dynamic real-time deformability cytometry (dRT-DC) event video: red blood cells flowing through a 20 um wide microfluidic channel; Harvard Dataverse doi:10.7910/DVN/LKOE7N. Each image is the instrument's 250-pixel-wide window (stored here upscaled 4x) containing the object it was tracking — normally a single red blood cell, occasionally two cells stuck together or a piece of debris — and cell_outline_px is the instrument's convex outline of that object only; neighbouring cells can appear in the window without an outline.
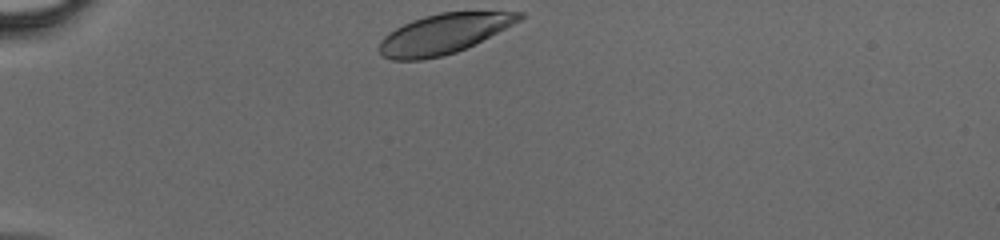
{"species": "human", "species_latin": "Homo sapiens", "temperature_condition": "cold", "stored_images_in_passage": 28, "camera_frame_rate_fps": 3000, "um_per_image_px": 0.085, "donor": {"sex": "male"}, "frame": {"image": 1, "passage_image": 1, "time_ms": 0.0, "image_size_px": [1000, 240], "cell_outline_px": [[524, 16], [520, 20], [456, 52], [424, 60], [392, 60], [380, 56], [380, 40], [384, 36], [396, 28], [412, 20], [424, 16], [440, 12], [524, 12]], "centroid_in_image_um": [37.64, 2.88], "position_along_channel_um": 47.4, "area_um2": 31.91}}
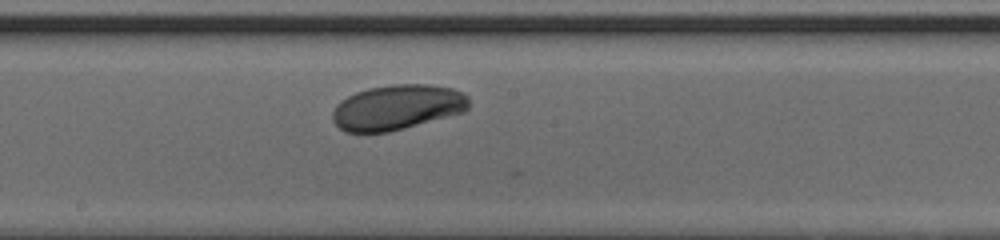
{"frame": {"image": 2, "passage_image": 15, "time_ms": 4.667, "image_size_px": [1000, 240], "cell_outline_px": [[468, 108], [464, 112], [404, 128], [388, 132], [344, 132], [332, 120], [332, 112], [336, 104], [340, 100], [356, 92], [368, 88], [392, 84], [428, 84], [452, 88], [464, 92], [468, 96]], "centroid_in_image_um": [33.75, 9.11], "position_along_channel_um": 214.4, "area_um2": 35.95}}
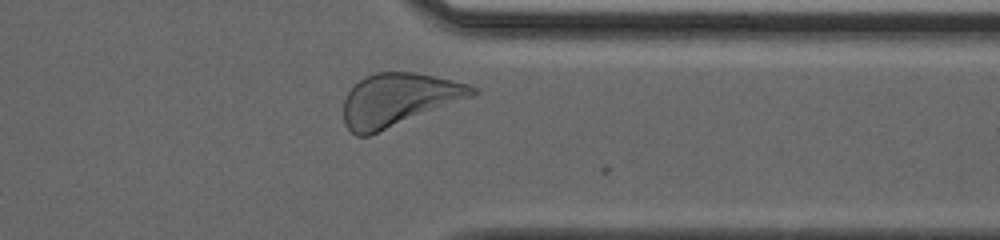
{"frame": {"image": 3, "passage_image": 26, "time_ms": 8.333, "image_size_px": [1000, 240], "cell_outline_px": [[480, 92], [476, 96], [368, 136], [356, 136], [344, 124], [344, 100], [348, 92], [364, 76], [376, 72], [412, 72], [452, 80], [468, 84], [476, 88]], "centroid_in_image_um": [33.9, 8.48], "position_along_channel_um": 377.5, "area_um2": 39.65}}